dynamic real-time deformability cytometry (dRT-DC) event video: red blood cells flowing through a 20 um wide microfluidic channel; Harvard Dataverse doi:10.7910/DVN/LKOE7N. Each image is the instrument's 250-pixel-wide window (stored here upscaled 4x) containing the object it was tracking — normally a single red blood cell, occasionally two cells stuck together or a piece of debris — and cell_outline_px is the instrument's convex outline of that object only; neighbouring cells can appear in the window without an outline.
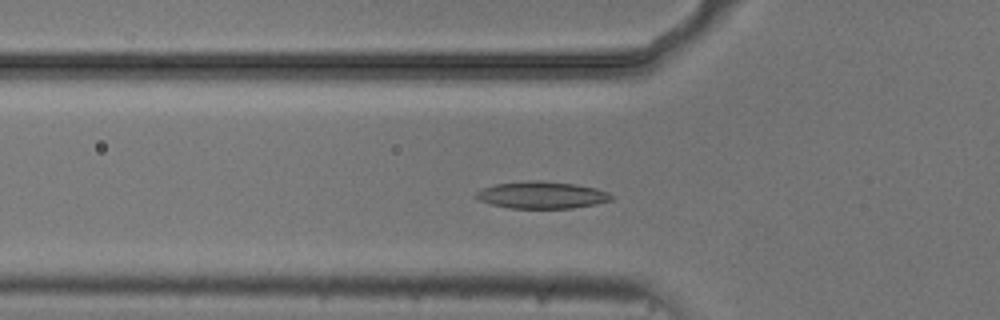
{"species": "common noctule bat (a hibernating species)", "species_latin": "Nyctalus noctula", "temperature_condition": "cold", "stored_images_in_passage": 52, "camera_frame_rate_fps": 3000, "um_per_image_px": 0.085, "animal": {"sex": "male", "body_mass_g": 20.5, "forearm_length_mm": 52.5}, "frame": {"image": 1, "passage_image": 16, "time_ms": 5.0, "image_size_px": [1000, 320], "cell_outline_px": [[612, 200], [596, 204], [572, 208], [508, 208], [492, 204], [480, 200], [476, 196], [476, 192], [484, 188], [496, 184], [528, 180], [540, 180], [576, 184], [596, 188], [608, 192], [612, 196]], "centroid_in_image_um": [46.08, 16.57], "position_along_channel_um": 79.7, "area_um2": 21.21}}
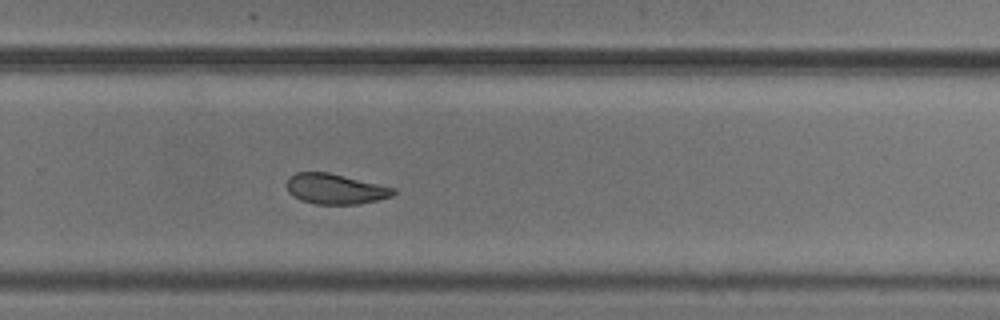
{"frame": {"image": 2, "passage_image": 34, "time_ms": 11.0, "image_size_px": [1000, 320], "cell_outline_px": [[396, 192], [392, 196], [376, 200], [356, 204], [316, 204], [300, 200], [292, 196], [288, 192], [284, 184], [288, 176], [296, 172], [328, 172], [396, 188]], "centroid_in_image_um": [28.43, 16.05], "position_along_channel_um": 301.4, "area_um2": 19.02}}
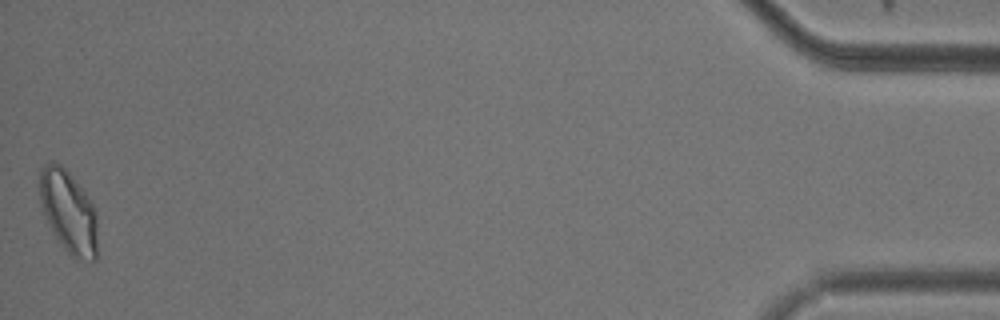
{"frame": {"image": 3, "passage_image": 52, "time_ms": 17.0, "image_size_px": [1000, 320], "cell_outline_px": [[96, 260], [76, 260], [64, 248], [52, 232], [44, 216], [40, 200], [40, 168], [44, 164], [52, 160], [56, 160], [68, 172], [84, 192], [96, 208]], "centroid_in_image_um": [5.8, 17.98], "position_along_channel_um": 429.4, "area_um2": 27.8}, "authors_computed_cell_mechanics": {"area_um2": 20.6635, "velocity_mm_per_s": 3.691, "shape_relaxation_time_tau1_ms": 7.3589, "shape_relaxation_time_tau2_ms": 5.0743, "deformation_change_tau1": 0.1464, "deformation_change_tau2": 0.1035}}